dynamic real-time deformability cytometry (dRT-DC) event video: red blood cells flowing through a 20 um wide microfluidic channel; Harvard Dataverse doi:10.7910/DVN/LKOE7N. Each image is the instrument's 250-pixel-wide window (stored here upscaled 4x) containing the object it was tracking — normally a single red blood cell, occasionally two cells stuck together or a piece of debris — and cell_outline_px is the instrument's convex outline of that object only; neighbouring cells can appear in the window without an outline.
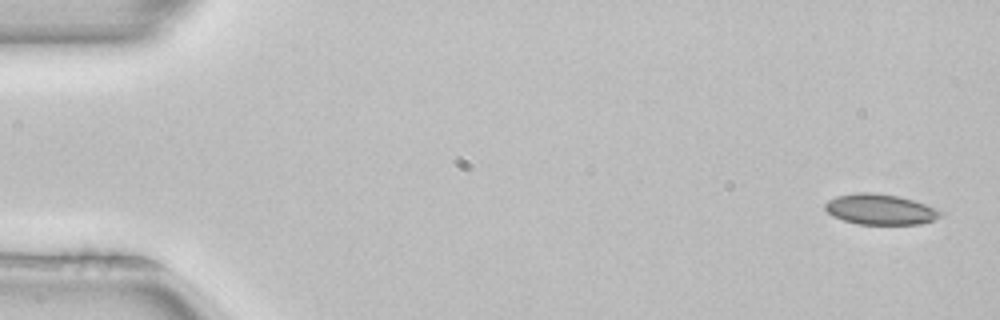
{"species": "common noctule bat (a hibernating species)", "species_latin": "Nyctalus noctula", "temperature_condition": "room temperature", "stored_images_in_passage": 4, "camera_frame_rate_fps": 3000, "um_per_image_px": 0.085, "animal": {"sex": "female", "body_mass_g": 22.7, "forearm_length_mm": 54.2}, "frame": {"image": 1, "passage_image": 1, "time_ms": 0.0, "image_size_px": [1000, 320], "cell_outline_px": [[944, 212], [940, 216], [932, 220], [920, 224], [856, 224], [832, 216], [824, 208], [824, 204], [828, 200], [836, 196], [856, 192], [872, 192], [900, 196], [940, 208]], "centroid_in_image_um": [74.84, 17.78], "position_along_channel_um": 10.2, "area_um2": 20.81}}
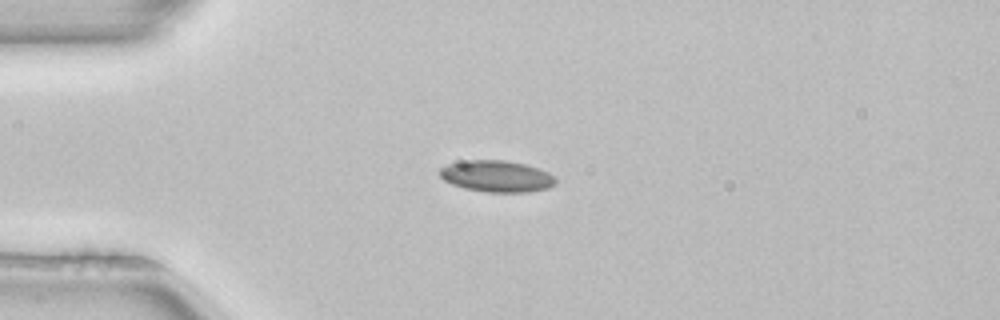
{"frame": {"image": 2, "passage_image": 3, "time_ms": 0.667, "image_size_px": [1000, 320], "cell_outline_px": [[556, 184], [548, 188], [528, 192], [484, 192], [464, 188], [452, 184], [444, 180], [440, 176], [440, 168], [448, 164], [468, 160], [504, 160], [524, 164], [548, 172], [556, 180]], "centroid_in_image_um": [42.21, 14.99], "position_along_channel_um": 42.8, "area_um2": 21.15}}